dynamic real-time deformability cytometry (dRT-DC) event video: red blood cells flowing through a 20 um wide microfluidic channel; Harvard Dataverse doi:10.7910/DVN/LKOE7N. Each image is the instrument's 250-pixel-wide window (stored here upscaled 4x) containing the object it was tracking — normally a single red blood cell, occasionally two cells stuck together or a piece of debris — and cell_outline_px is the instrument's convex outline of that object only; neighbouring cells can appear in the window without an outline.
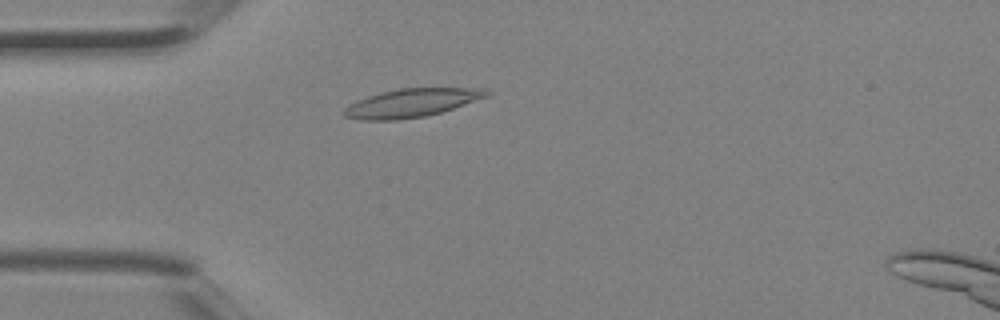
{"species": "Egyptian fruit bat (a non-hibernating species)", "species_latin": "Rousettus aegyptiacus", "temperature_condition": "room temperature", "stored_images_in_passage": 2, "camera_frame_rate_fps": 3000, "um_per_image_px": 0.085, "animal": {"sex": "female"}, "frame": {"image": 1, "passage_image": 2, "time_ms": 0.333, "image_size_px": [1000, 320], "cell_outline_px": [[492, 92], [488, 96], [440, 112], [424, 116], [396, 120], [364, 120], [344, 116], [344, 108], [348, 104], [368, 96], [380, 92], [400, 88], [484, 88]], "centroid_in_image_um": [34.97, 8.74], "position_along_channel_um": 50.0, "area_um2": 23.35}}